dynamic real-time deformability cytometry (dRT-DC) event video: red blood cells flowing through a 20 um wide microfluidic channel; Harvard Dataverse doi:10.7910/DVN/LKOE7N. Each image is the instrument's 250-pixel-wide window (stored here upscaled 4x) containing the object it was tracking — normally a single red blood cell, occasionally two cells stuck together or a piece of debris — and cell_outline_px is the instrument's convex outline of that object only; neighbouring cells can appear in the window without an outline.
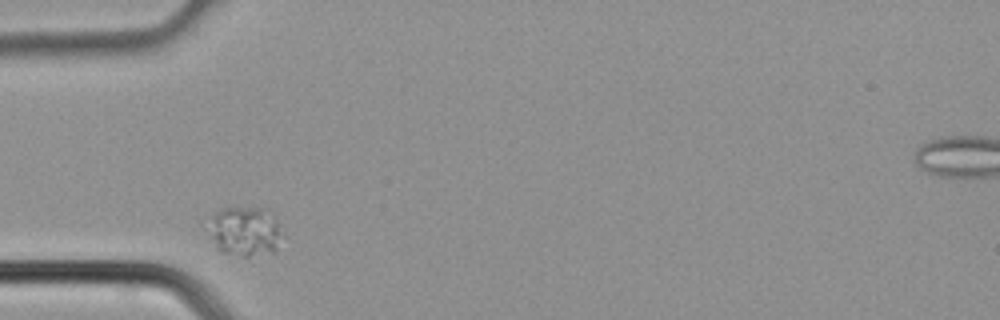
{"species": "common noctule bat (a hibernating species)", "species_latin": "Nyctalus noctula", "temperature_condition": "cold", "stored_images_in_passage": 2, "camera_frame_rate_fps": 3000, "um_per_image_px": 0.085, "animal": {"sex": "male", "body_mass_g": 21.5, "forearm_length_mm": 52.0}, "frame": {"image": 1, "passage_image": 1, "time_ms": 0.0, "image_size_px": [1000, 320], "cell_outline_px": [[276, 252], [248, 256], [240, 256], [220, 252], [216, 248], [200, 224], [204, 212], [224, 208], [268, 208], [276, 220]], "centroid_in_image_um": [20.51, 19.6], "position_along_channel_um": 64.5, "area_um2": 22.25}}
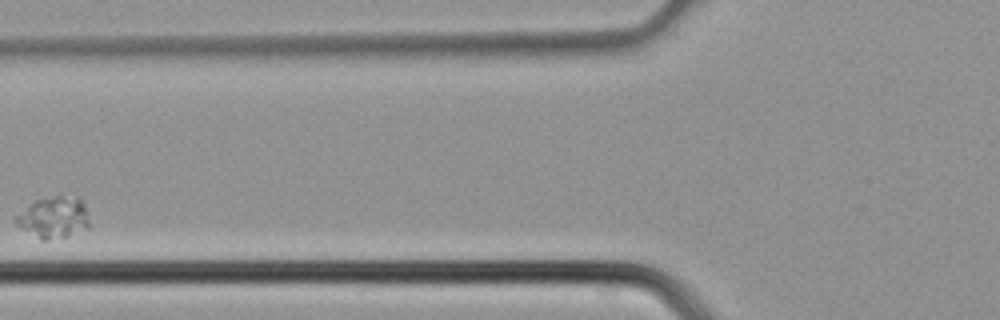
{"frame": {"image": 2, "passage_image": 2, "time_ms": 0.333, "image_size_px": [1000, 320], "cell_outline_px": [[92, 224], [88, 228], [64, 236], [48, 240], [40, 240], [16, 224], [16, 216], [36, 200], [60, 192], [76, 196], [84, 204]], "centroid_in_image_um": [4.63, 18.43], "position_along_channel_um": 121.2, "area_um2": 17.98}}